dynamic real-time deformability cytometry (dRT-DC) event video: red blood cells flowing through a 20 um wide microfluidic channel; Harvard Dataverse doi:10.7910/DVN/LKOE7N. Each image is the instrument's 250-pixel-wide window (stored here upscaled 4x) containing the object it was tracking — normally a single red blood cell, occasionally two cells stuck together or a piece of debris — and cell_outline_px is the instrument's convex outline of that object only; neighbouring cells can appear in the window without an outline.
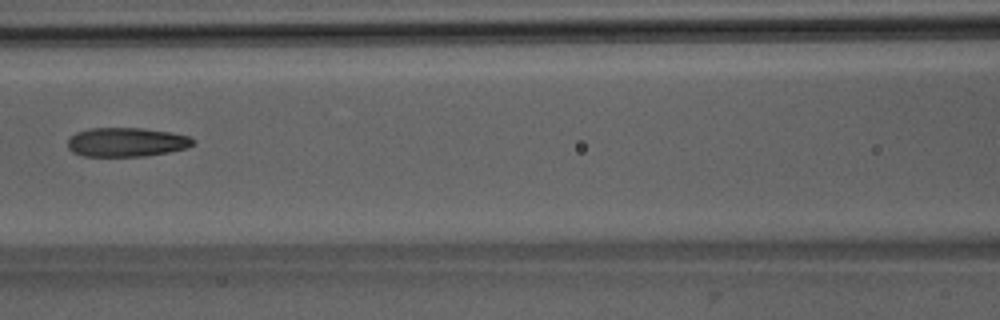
{"species": "Egyptian fruit bat (a non-hibernating species)", "species_latin": "Rousettus aegyptiacus", "temperature_condition": "room temperature", "stored_images_in_passage": 7, "camera_frame_rate_fps": 3000, "um_per_image_px": 0.085, "animal": {"sex": "male"}, "frame": {"image": 1, "passage_image": 5, "time_ms": 4.667, "image_size_px": [1000, 320], "cell_outline_px": [[196, 140], [188, 148], [168, 152], [144, 156], [84, 156], [72, 152], [68, 148], [68, 140], [76, 132], [88, 128], [140, 128], [172, 132], [188, 136]], "centroid_in_image_um": [10.75, 12.08], "position_along_channel_um": 155.8, "area_um2": 21.27}}